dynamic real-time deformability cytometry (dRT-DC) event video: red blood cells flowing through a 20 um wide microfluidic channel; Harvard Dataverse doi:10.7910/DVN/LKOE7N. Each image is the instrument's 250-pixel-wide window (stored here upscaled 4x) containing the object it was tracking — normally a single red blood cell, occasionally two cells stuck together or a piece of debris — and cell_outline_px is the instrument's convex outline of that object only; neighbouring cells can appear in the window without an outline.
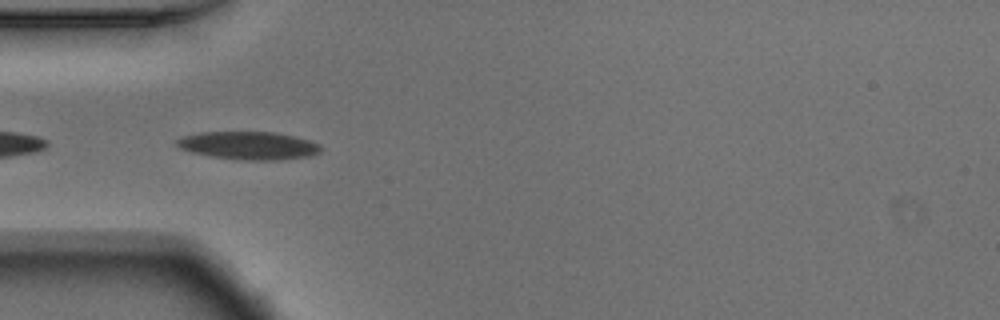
{"species": "Egyptian fruit bat (a non-hibernating species)", "species_latin": "Rousettus aegyptiacus", "temperature_condition": "warm", "stored_images_in_passage": 5, "camera_frame_rate_fps": 3000, "um_per_image_px": 0.085, "animal": {"sex": "male"}, "frame": {"image": 1, "passage_image": 2, "time_ms": 0.333, "image_size_px": [1000, 320], "cell_outline_px": [[320, 152], [312, 156], [280, 160], [244, 160], [212, 156], [192, 152], [180, 148], [176, 144], [176, 140], [184, 136], [200, 132], [276, 132], [308, 140], [320, 144]], "centroid_in_image_um": [21.16, 12.37], "position_along_channel_um": 63.8, "area_um2": 23.35}}